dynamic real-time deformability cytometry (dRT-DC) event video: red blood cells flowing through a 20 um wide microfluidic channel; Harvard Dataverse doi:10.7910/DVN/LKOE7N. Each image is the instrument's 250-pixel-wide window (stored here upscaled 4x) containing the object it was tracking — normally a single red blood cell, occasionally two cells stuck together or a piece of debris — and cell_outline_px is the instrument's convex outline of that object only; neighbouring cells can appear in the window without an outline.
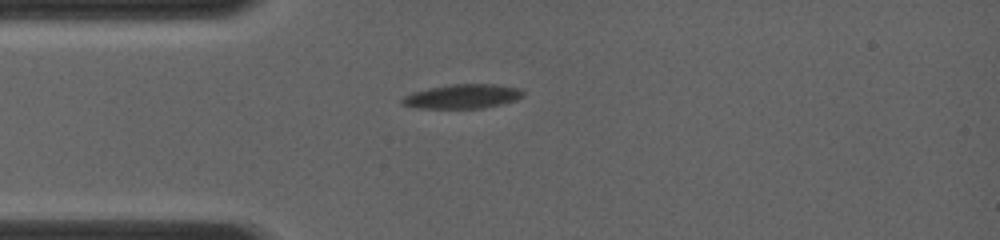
{"species": "common noctule bat (a hibernating species)", "species_latin": "Nyctalus noctula", "temperature_condition": "room temperature", "stored_images_in_passage": 1, "camera_frame_rate_fps": 4000, "um_per_image_px": 0.085, "animal": {"sex": "female", "body_mass_g": 19.0, "forearm_length_mm": 56.7}, "frame": {"image": 1, "passage_image": 1, "time_ms": 0.0, "image_size_px": [1000, 240], "cell_outline_px": [[524, 96], [516, 100], [484, 108], [416, 108], [400, 104], [400, 100], [404, 96], [412, 92], [428, 88], [448, 84], [496, 84], [520, 88], [524, 92]], "centroid_in_image_um": [39.29, 8.19], "position_along_channel_um": 45.7, "area_um2": 17.28}}